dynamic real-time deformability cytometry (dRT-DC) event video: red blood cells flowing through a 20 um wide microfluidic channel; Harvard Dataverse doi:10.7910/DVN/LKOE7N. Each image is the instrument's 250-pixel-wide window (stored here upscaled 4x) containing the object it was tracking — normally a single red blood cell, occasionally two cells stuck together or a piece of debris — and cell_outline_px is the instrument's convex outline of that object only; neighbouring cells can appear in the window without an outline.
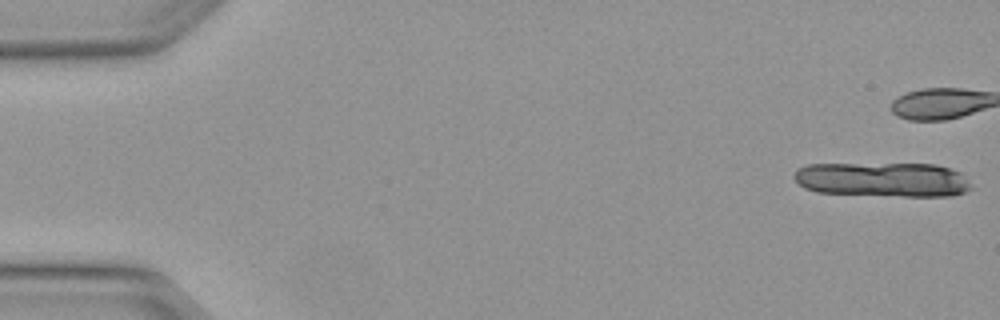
{"species": "Egyptian fruit bat (a non-hibernating species)", "species_latin": "Rousettus aegyptiacus", "temperature_condition": "warm", "stored_images_in_passage": 11, "camera_frame_rate_fps": 3000, "um_per_image_px": 0.085, "animal": {"sex": "female"}, "frame": {"image": 1, "passage_image": 1, "time_ms": 0.0, "image_size_px": [1000, 320], "cell_outline_px": [[972, 188], [964, 192], [952, 196], [904, 196], [816, 192], [804, 188], [796, 180], [796, 168], [808, 164], [936, 164], [960, 172]], "centroid_in_image_um": [75.04, 15.26], "position_along_channel_um": 10.0, "area_um2": 35.43}}
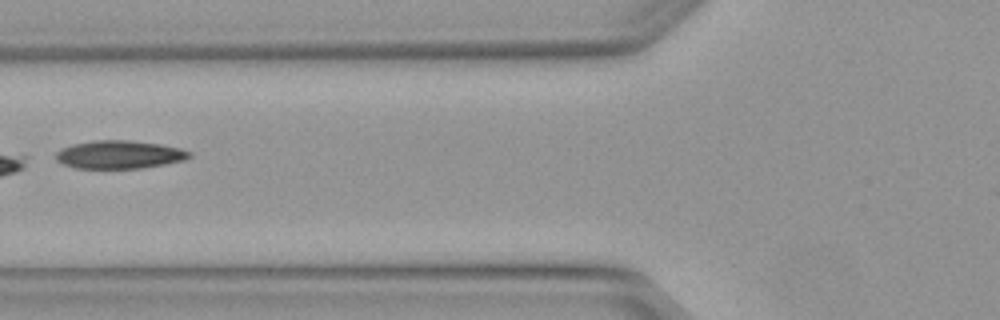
{"frame": {"image": 2, "passage_image": 10, "time_ms": 3.0, "image_size_px": [1000, 320], "cell_outline_px": [[192, 156], [184, 160], [164, 164], [140, 168], [76, 168], [64, 164], [56, 160], [56, 152], [60, 148], [72, 144], [96, 140], [128, 140], [160, 144], [180, 148], [192, 152]], "centroid_in_image_um": [10.14, 13.13], "position_along_channel_um": 115.7, "area_um2": 21.85}}